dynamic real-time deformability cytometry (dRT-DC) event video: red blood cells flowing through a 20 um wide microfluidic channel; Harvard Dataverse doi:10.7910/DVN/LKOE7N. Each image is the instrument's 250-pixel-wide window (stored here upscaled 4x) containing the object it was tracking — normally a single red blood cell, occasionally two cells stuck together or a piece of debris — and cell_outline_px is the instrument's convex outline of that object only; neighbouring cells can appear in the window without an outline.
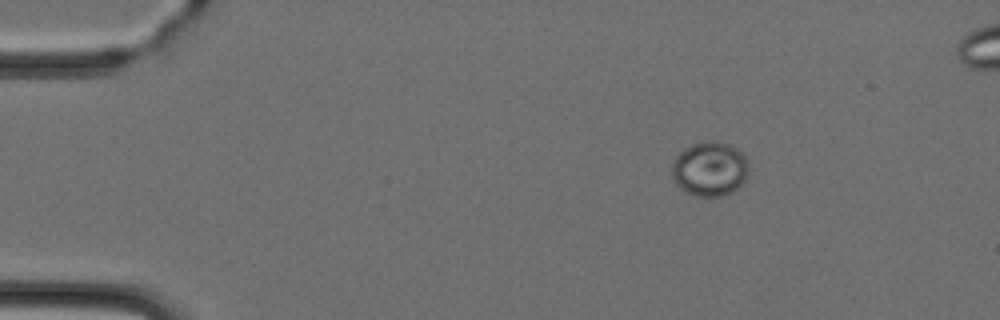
{"species": "Egyptian fruit bat (a non-hibernating species)", "species_latin": "Rousettus aegyptiacus", "temperature_condition": "cold", "stored_images_in_passage": 4, "camera_frame_rate_fps": 3000, "um_per_image_px": 0.085, "animal": {"sex": "female"}, "frame": {"image": 1, "passage_image": 2, "time_ms": 1.333, "image_size_px": [1000, 320], "cell_outline_px": [[748, 172], [744, 180], [732, 192], [720, 196], [692, 196], [684, 192], [676, 184], [672, 176], [672, 164], [676, 156], [684, 148], [692, 144], [704, 140], [712, 140], [728, 144], [736, 148], [748, 160]], "centroid_in_image_um": [60.3, 14.35], "position_along_channel_um": 24.7, "area_um2": 24.51}}